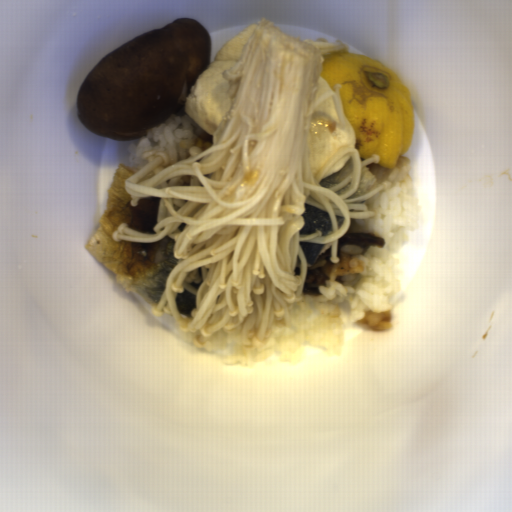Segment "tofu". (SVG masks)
<instances>
[{"label": "tofu", "instance_id": "5b9d583a", "mask_svg": "<svg viewBox=\"0 0 512 512\" xmlns=\"http://www.w3.org/2000/svg\"><path fill=\"white\" fill-rule=\"evenodd\" d=\"M257 24H249L225 42L215 59L189 89L183 111L212 136L232 107V98L227 93L230 85L223 77V71L235 66L239 61L242 48Z\"/></svg>", "mask_w": 512, "mask_h": 512}, {"label": "tofu", "instance_id": "ead7c124", "mask_svg": "<svg viewBox=\"0 0 512 512\" xmlns=\"http://www.w3.org/2000/svg\"><path fill=\"white\" fill-rule=\"evenodd\" d=\"M306 144L314 177L340 148L349 146L348 127L339 119L334 97L329 96L312 111Z\"/></svg>", "mask_w": 512, "mask_h": 512}, {"label": "tofu", "instance_id": "31d398ca", "mask_svg": "<svg viewBox=\"0 0 512 512\" xmlns=\"http://www.w3.org/2000/svg\"><path fill=\"white\" fill-rule=\"evenodd\" d=\"M350 156V153L343 155L341 159L328 170V172L323 176L321 180H325L329 175L334 174L340 169H342L349 160Z\"/></svg>", "mask_w": 512, "mask_h": 512}, {"label": "tofu", "instance_id": "d98f3ab2", "mask_svg": "<svg viewBox=\"0 0 512 512\" xmlns=\"http://www.w3.org/2000/svg\"><path fill=\"white\" fill-rule=\"evenodd\" d=\"M328 91H335V90L325 80V78L320 75V78H319V89H318L316 97H321L324 93H326Z\"/></svg>", "mask_w": 512, "mask_h": 512}]
</instances>
